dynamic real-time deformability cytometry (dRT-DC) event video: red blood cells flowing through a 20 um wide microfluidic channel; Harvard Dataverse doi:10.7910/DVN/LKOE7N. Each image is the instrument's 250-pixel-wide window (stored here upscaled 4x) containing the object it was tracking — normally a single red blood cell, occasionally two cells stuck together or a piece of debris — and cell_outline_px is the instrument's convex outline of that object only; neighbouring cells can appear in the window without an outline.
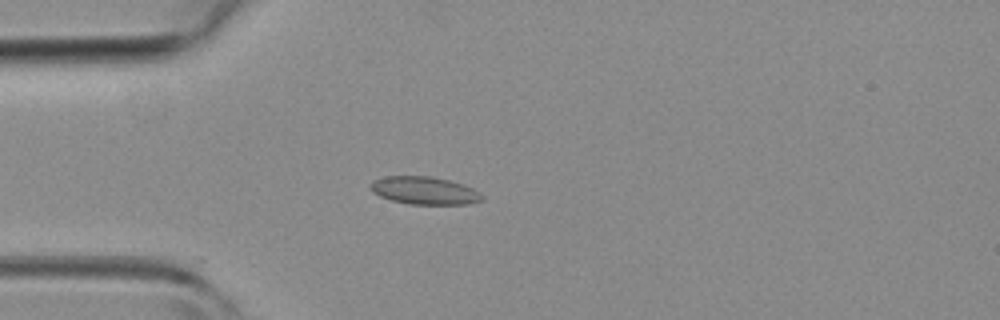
{"species": "common noctule bat (a hibernating species)", "species_latin": "Nyctalus noctula", "temperature_condition": "room temperature", "stored_images_in_passage": 3, "camera_frame_rate_fps": 3000, "um_per_image_px": 0.085, "animal": {"sex": "female", "body_mass_g": 19.3, "forearm_length_mm": 54.1}, "frame": {"image": 1, "passage_image": 3, "time_ms": 2.333, "image_size_px": [1000, 320], "cell_outline_px": [[484, 200], [468, 204], [408, 204], [392, 200], [380, 196], [372, 192], [368, 184], [372, 180], [384, 176], [432, 176], [464, 184], [480, 192], [484, 196]], "centroid_in_image_um": [36.07, 16.19], "position_along_channel_um": 48.9, "area_um2": 18.26}}